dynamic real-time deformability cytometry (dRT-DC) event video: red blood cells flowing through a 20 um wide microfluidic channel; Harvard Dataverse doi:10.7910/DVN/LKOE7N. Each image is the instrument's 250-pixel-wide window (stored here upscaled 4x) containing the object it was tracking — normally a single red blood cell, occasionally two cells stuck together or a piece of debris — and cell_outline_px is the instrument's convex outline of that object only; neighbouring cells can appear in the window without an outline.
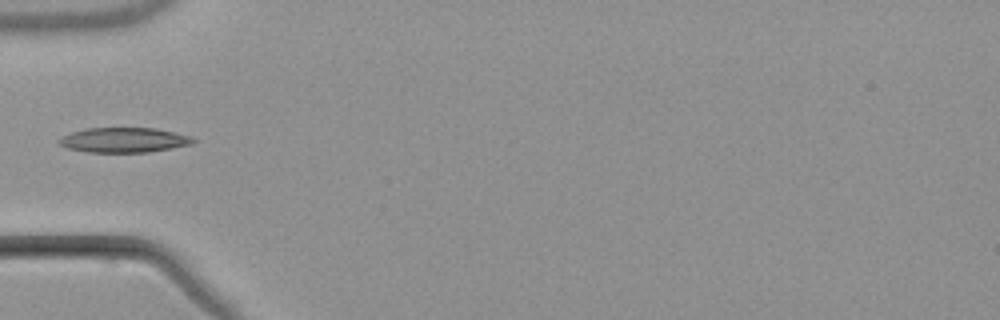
{"species": "common noctule bat (a hibernating species)", "species_latin": "Nyctalus noctula", "temperature_condition": "warm", "stored_images_in_passage": 7, "camera_frame_rate_fps": 3000, "um_per_image_px": 0.085, "animal": {"sex": "male", "body_mass_g": 21.5, "forearm_length_mm": 52.0}, "frame": {"image": 1, "passage_image": 6, "time_ms": 6.0, "image_size_px": [1000, 320], "cell_outline_px": [[196, 140], [192, 144], [172, 148], [148, 152], [88, 152], [68, 148], [60, 144], [56, 140], [72, 132], [88, 128], [156, 128], [192, 136]], "centroid_in_image_um": [10.57, 11.9], "position_along_channel_um": 74.4, "area_um2": 19.36}}
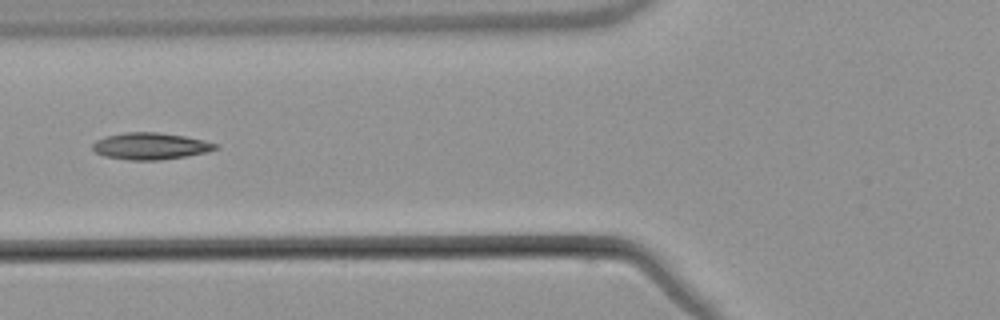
{"frame": {"image": 2, "passage_image": 7, "time_ms": 7.0, "image_size_px": [1000, 320], "cell_outline_px": [[220, 148], [208, 152], [160, 160], [128, 160], [104, 156], [96, 152], [92, 148], [92, 144], [96, 140], [104, 136], [124, 132], [160, 132], [184, 136], [204, 140], [220, 144]], "centroid_in_image_um": [12.81, 12.41], "position_along_channel_um": 113.0, "area_um2": 19.36}}